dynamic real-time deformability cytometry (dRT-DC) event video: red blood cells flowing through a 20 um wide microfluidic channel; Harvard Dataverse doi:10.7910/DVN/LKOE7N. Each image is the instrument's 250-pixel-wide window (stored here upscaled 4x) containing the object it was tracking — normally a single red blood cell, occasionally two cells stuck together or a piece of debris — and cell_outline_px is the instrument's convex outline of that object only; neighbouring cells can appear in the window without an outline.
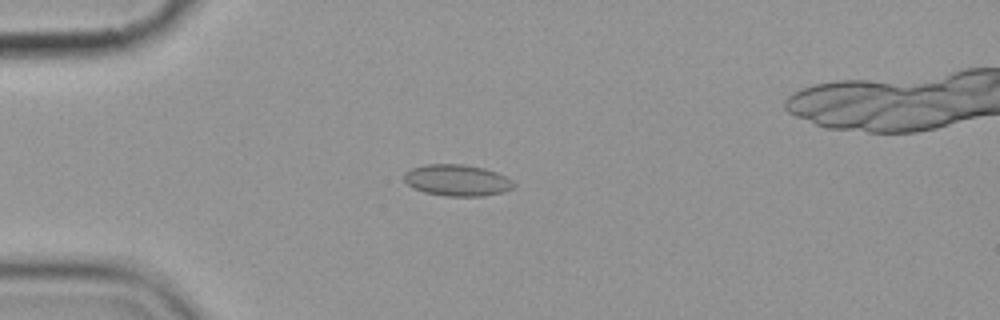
{"species": "common noctule bat (a hibernating species)", "species_latin": "Nyctalus noctula", "temperature_condition": "cold", "stored_images_in_passage": 10, "camera_frame_rate_fps": 3000, "um_per_image_px": 0.085, "animal": {"sex": "female", "body_mass_g": 19.9}, "frame": {"image": 1, "passage_image": 4, "time_ms": 4.333, "image_size_px": [1000, 320], "cell_outline_px": [[516, 184], [512, 188], [504, 192], [480, 196], [444, 196], [424, 192], [412, 188], [404, 180], [404, 172], [412, 168], [424, 164], [464, 164], [484, 168], [496, 172], [512, 180]], "centroid_in_image_um": [38.83, 15.32], "position_along_channel_um": 46.2, "area_um2": 20.17}}
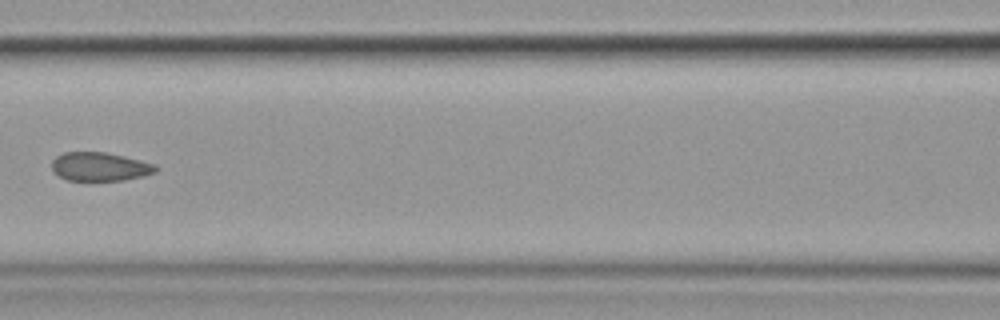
{"frame": {"image": 2, "passage_image": 7, "time_ms": 8.0, "image_size_px": [1000, 320], "cell_outline_px": [[160, 168], [156, 172], [124, 180], [68, 180], [60, 176], [52, 168], [52, 160], [56, 156], [64, 152], [104, 152], [124, 156], [156, 164]], "centroid_in_image_um": [8.51, 14.15], "position_along_channel_um": 158.1, "area_um2": 17.22}}
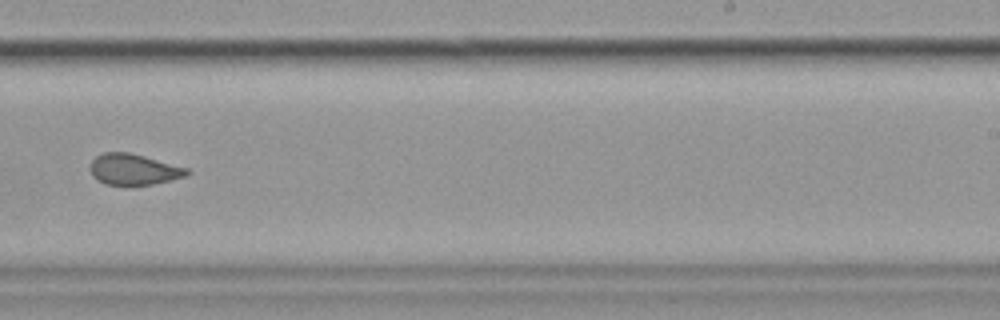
{"frame": {"image": 3, "passage_image": 10, "time_ms": 11.333, "image_size_px": [1000, 320], "cell_outline_px": [[192, 172], [184, 176], [152, 184], [132, 188], [104, 184], [96, 180], [92, 176], [88, 168], [88, 164], [96, 156], [104, 152], [128, 152], [144, 156], [188, 168]], "centroid_in_image_um": [11.28, 14.44], "position_along_channel_um": 277.7, "area_um2": 18.09}}